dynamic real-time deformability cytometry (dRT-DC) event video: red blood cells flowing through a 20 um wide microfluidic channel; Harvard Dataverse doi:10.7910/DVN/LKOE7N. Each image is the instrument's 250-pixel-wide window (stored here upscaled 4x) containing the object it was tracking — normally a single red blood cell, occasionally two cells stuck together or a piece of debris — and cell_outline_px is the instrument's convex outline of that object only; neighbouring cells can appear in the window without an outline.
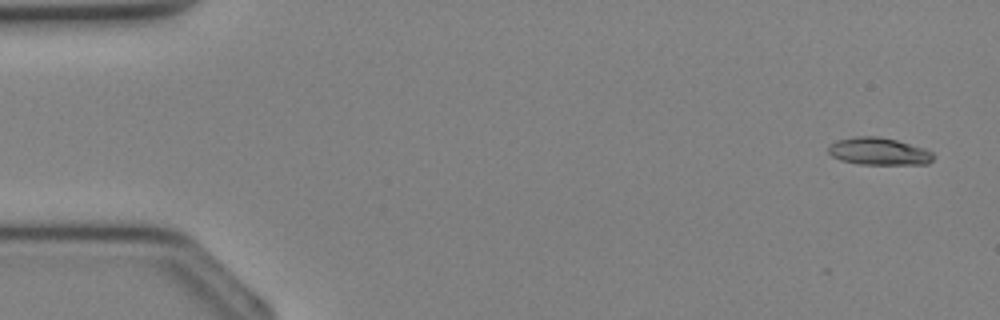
{"species": "Egyptian fruit bat (a non-hibernating species)", "species_latin": "Rousettus aegyptiacus", "temperature_condition": "cold", "stored_images_in_passage": 36, "camera_frame_rate_fps": 3000, "um_per_image_px": 0.085, "animal": {"sex": "female"}, "frame": {"image": 1, "passage_image": 2, "time_ms": 0.333, "image_size_px": [1000, 320], "cell_outline_px": [[932, 160], [928, 164], [860, 164], [840, 160], [832, 156], [828, 152], [828, 144], [836, 140], [856, 136], [880, 136], [896, 140], [924, 148], [932, 152]], "centroid_in_image_um": [74.65, 12.86], "position_along_channel_um": 10.4, "area_um2": 16.76}}
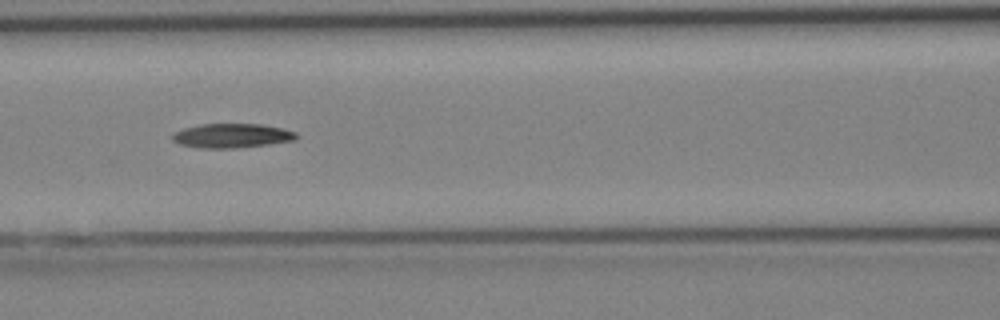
{"frame": {"image": 2, "passage_image": 16, "time_ms": 5.0, "image_size_px": [1000, 320], "cell_outline_px": [[300, 136], [296, 140], [268, 144], [236, 148], [204, 148], [180, 144], [172, 140], [172, 132], [184, 128], [200, 124], [260, 124], [284, 128], [296, 132]], "centroid_in_image_um": [19.74, 11.53], "position_along_channel_um": 146.9, "area_um2": 17.63}}
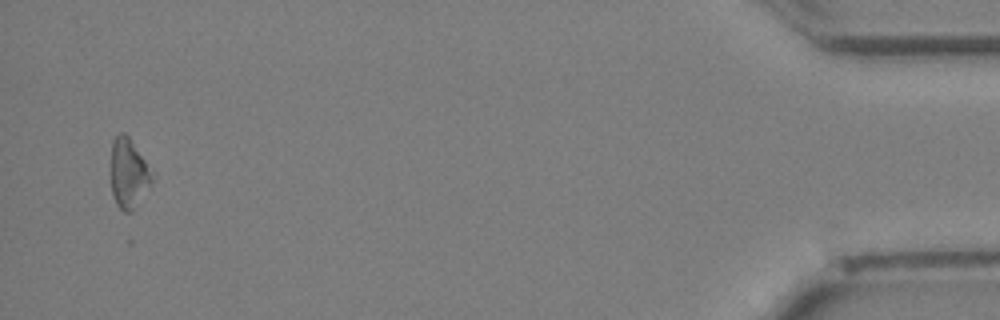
{"frame": {"image": 3, "passage_image": 35, "time_ms": 11.333, "image_size_px": [1000, 320], "cell_outline_px": [[156, 180], [136, 208], [132, 212], [124, 212], [116, 204], [112, 192], [112, 140], [120, 132], [124, 132], [128, 136], [156, 176]], "centroid_in_image_um": [10.99, 14.79], "position_along_channel_um": 424.2, "area_um2": 16.99}}